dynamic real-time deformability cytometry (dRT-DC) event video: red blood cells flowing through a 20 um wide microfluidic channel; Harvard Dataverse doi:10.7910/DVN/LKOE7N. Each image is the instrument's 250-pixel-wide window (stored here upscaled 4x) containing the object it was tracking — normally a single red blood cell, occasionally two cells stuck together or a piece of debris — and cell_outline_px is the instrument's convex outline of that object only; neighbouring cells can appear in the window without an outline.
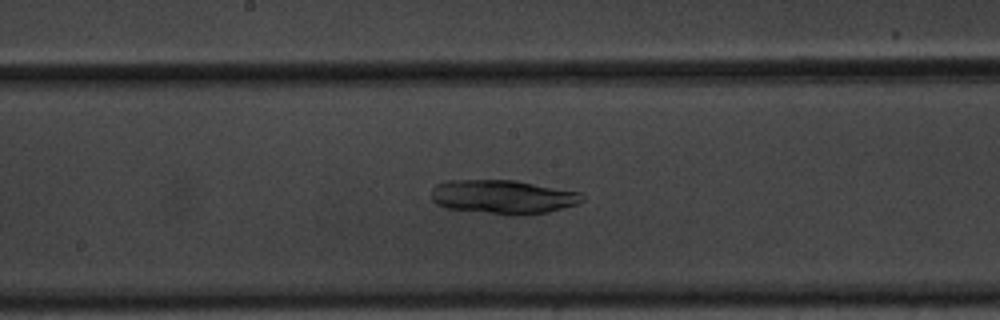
{"species": "common noctule bat (a hibernating species)", "species_latin": "Nyctalus noctula", "temperature_condition": "warm", "stored_images_in_passage": 62, "camera_frame_rate_fps": 3000, "um_per_image_px": 0.085, "animal": {"sex": "male", "body_mass_g": 20.1, "forearm_length_mm": 53.5}, "frame": {"image": 1, "passage_image": 33, "time_ms": 10.667, "image_size_px": [1000, 320], "cell_outline_px": [[584, 200], [576, 204], [548, 212], [516, 216], [508, 216], [444, 208], [436, 204], [432, 200], [432, 188], [436, 184], [448, 180], [516, 180], [580, 192], [584, 196]], "centroid_in_image_um": [42.73, 16.75], "position_along_channel_um": 205.5, "area_um2": 30.29}}
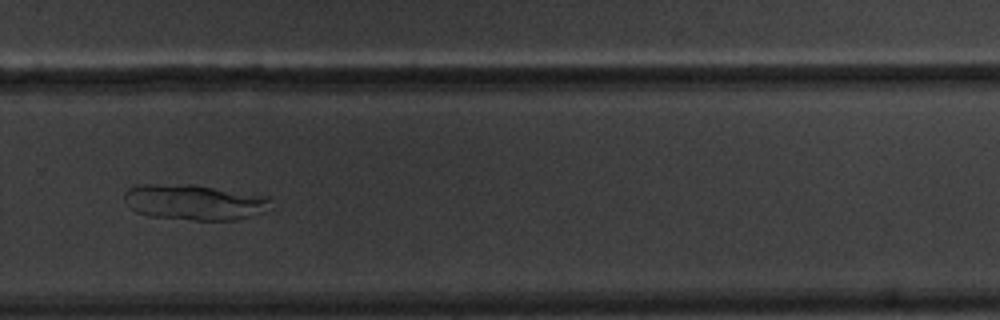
{"frame": {"image": 2, "passage_image": 43, "time_ms": 14.0, "image_size_px": [1000, 320], "cell_outline_px": [[272, 200], [264, 212], [236, 220], [192, 220], [148, 216], [136, 212], [128, 208], [124, 200], [124, 192], [128, 188], [144, 184], [196, 184], [268, 196]], "centroid_in_image_um": [16.49, 17.18], "position_along_channel_um": 313.3, "area_um2": 30.75}}
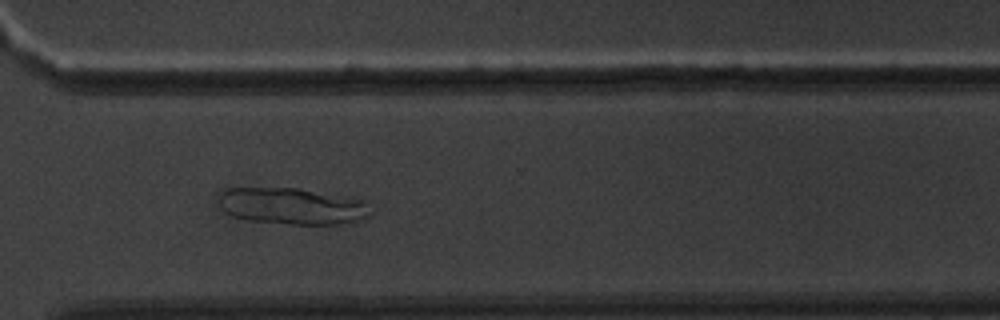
{"frame": {"image": 3, "passage_image": 46, "time_ms": 15.0, "image_size_px": [1000, 320], "cell_outline_px": [[372, 216], [364, 220], [336, 224], [292, 224], [248, 220], [232, 216], [224, 212], [220, 208], [220, 192], [228, 188], [296, 188], [360, 200], [372, 212]], "centroid_in_image_um": [24.79, 17.54], "position_along_channel_um": 345.8, "area_um2": 32.02}}